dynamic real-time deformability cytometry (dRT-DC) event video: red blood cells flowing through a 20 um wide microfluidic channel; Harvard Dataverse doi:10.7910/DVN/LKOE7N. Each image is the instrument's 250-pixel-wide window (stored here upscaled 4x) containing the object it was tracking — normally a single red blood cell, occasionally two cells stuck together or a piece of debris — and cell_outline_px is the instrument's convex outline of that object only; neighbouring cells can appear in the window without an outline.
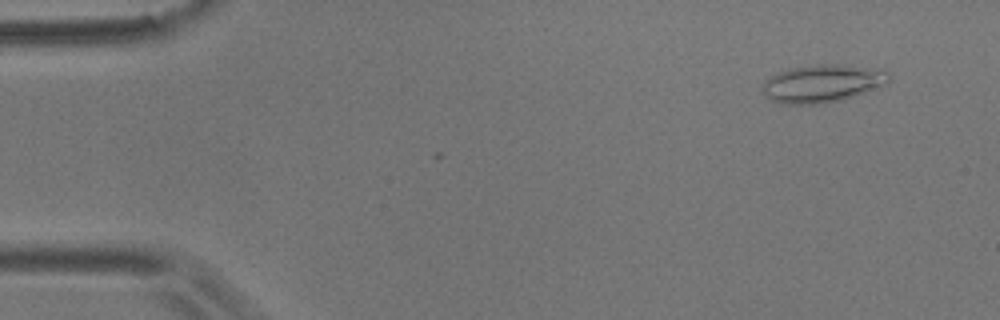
{"species": "common noctule bat (a hibernating species)", "species_latin": "Nyctalus noctula", "temperature_condition": "room temperature", "stored_images_in_passage": 4, "camera_frame_rate_fps": 3000, "um_per_image_px": 0.085, "animal": {"sex": "male", "body_mass_g": 17.9}, "frame": {"image": 1, "passage_image": 4, "time_ms": 1.0, "image_size_px": [1000, 320], "cell_outline_px": [[892, 76], [888, 84], [840, 100], [820, 104], [784, 104], [772, 100], [760, 88], [764, 80], [788, 68], [820, 64], [840, 64], [884, 68]], "centroid_in_image_um": [69.96, 7.07], "position_along_channel_um": 15.0, "area_um2": 28.09}}